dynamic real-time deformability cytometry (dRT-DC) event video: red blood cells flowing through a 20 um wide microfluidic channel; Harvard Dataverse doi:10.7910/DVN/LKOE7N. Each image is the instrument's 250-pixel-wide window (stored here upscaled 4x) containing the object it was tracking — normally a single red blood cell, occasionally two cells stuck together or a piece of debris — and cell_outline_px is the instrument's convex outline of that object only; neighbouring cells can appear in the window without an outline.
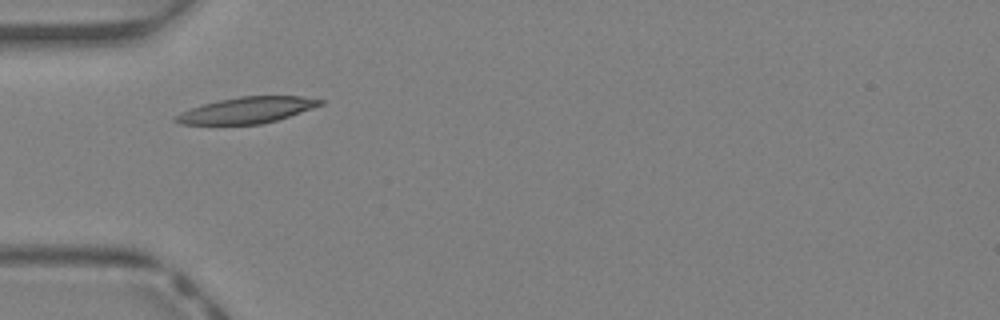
{"species": "Egyptian fruit bat (a non-hibernating species)", "species_latin": "Rousettus aegyptiacus", "temperature_condition": "warm", "stored_images_in_passage": 30, "camera_frame_rate_fps": 3000, "um_per_image_px": 0.085, "animal": {"sex": "female"}, "frame": {"image": 1, "passage_image": 1, "time_ms": 0.0, "image_size_px": [1000, 320], "cell_outline_px": [[324, 104], [276, 120], [260, 124], [180, 124], [172, 120], [180, 112], [204, 104], [220, 100], [240, 96], [300, 96], [324, 100]], "centroid_in_image_um": [20.98, 9.36], "position_along_channel_um": 64.0, "area_um2": 21.68}}
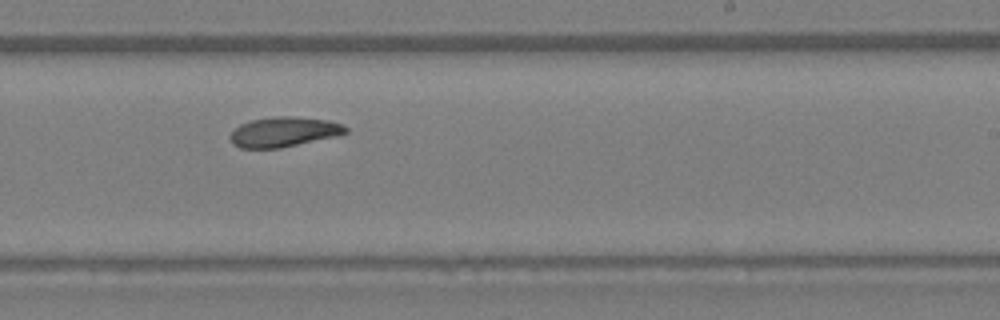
{"frame": {"image": 2, "passage_image": 14, "time_ms": 4.333, "image_size_px": [1000, 320], "cell_outline_px": [[348, 132], [336, 136], [280, 148], [240, 148], [232, 144], [228, 136], [240, 124], [252, 120], [276, 116], [292, 116], [328, 120], [344, 124], [348, 128]], "centroid_in_image_um": [24.13, 11.21], "position_along_channel_um": 264.9, "area_um2": 20.17}}
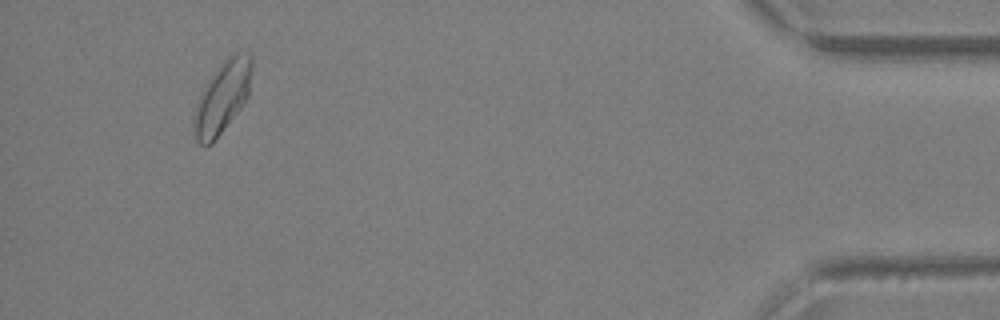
{"frame": {"image": 3, "passage_image": 28, "time_ms": 9.0, "image_size_px": [1000, 320], "cell_outline_px": [[252, 72], [248, 96], [240, 108], [212, 144], [200, 144], [196, 140], [192, 124], [192, 120], [196, 104], [208, 80], [220, 64], [232, 52], [236, 52], [252, 56]], "centroid_in_image_um": [18.89, 8.27], "position_along_channel_um": 416.3, "area_um2": 23.99}, "authors_computed_cell_mechanics": {"area_um2": 20.8369, "velocity_mm_per_s": 4.7, "shape_relaxation_time_tau1_ms": 4.3366, "shape_relaxation_time_tau2_ms": 5.1048, "deformation_change_tau1": 0.1437, "deformation_change_tau2": 0.1224}}